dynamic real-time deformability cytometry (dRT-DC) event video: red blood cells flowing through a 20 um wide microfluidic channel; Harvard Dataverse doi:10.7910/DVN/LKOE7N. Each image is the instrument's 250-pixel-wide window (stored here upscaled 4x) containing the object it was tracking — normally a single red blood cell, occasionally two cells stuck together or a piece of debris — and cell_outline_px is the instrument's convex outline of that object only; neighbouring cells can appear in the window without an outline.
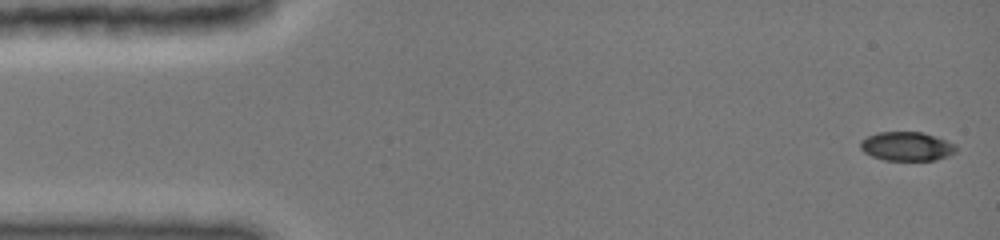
{"species": "common noctule bat (a hibernating species)", "species_latin": "Nyctalus noctula", "temperature_condition": "cold", "stored_images_in_passage": 20, "camera_frame_rate_fps": 3000, "um_per_image_px": 0.085, "animal": {"sex": "female", "body_mass_g": 19.0, "forearm_length_mm": 51.5}, "frame": {"image": 1, "passage_image": 1, "time_ms": 0.0, "image_size_px": [1000, 240], "cell_outline_px": [[956, 152], [948, 156], [936, 160], [884, 160], [872, 156], [864, 152], [860, 148], [860, 140], [876, 132], [924, 132], [956, 144]], "centroid_in_image_um": [77.07, 12.43], "position_along_channel_um": 7.9, "area_um2": 16.24}}
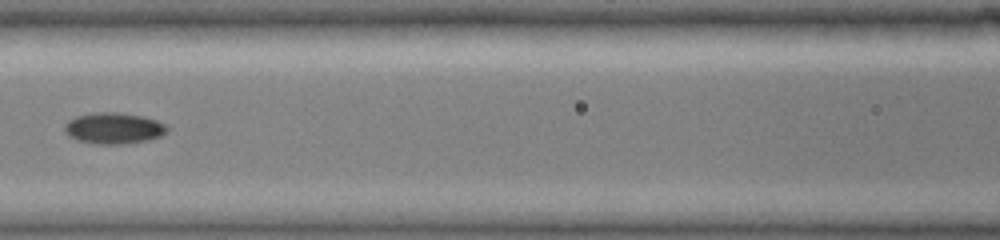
{"frame": {"image": 2, "passage_image": 12, "time_ms": 6.667, "image_size_px": [1000, 240], "cell_outline_px": [[168, 128], [160, 136], [148, 140], [128, 144], [96, 144], [76, 140], [68, 136], [64, 132], [64, 124], [68, 120], [76, 116], [96, 112], [116, 112], [144, 116], [156, 120], [164, 124]], "centroid_in_image_um": [9.62, 10.9], "position_along_channel_um": 157.0, "area_um2": 18.79}}
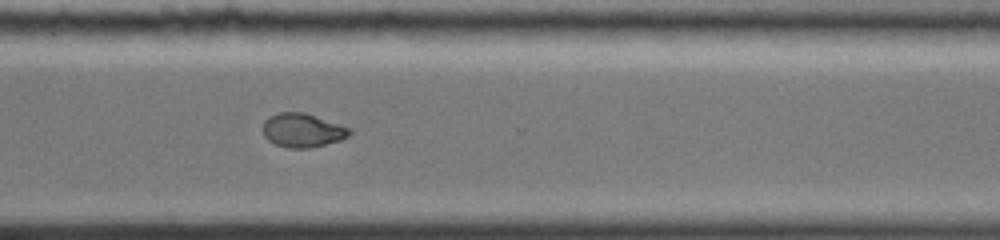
{"frame": {"image": 3, "passage_image": 20, "time_ms": 11.333, "image_size_px": [1000, 240], "cell_outline_px": [[352, 132], [348, 136], [340, 140], [312, 148], [288, 148], [276, 144], [268, 140], [264, 136], [264, 120], [268, 116], [280, 112], [304, 112], [348, 128]], "centroid_in_image_um": [25.68, 11.08], "position_along_channel_um": 344.9, "area_um2": 16.88}}